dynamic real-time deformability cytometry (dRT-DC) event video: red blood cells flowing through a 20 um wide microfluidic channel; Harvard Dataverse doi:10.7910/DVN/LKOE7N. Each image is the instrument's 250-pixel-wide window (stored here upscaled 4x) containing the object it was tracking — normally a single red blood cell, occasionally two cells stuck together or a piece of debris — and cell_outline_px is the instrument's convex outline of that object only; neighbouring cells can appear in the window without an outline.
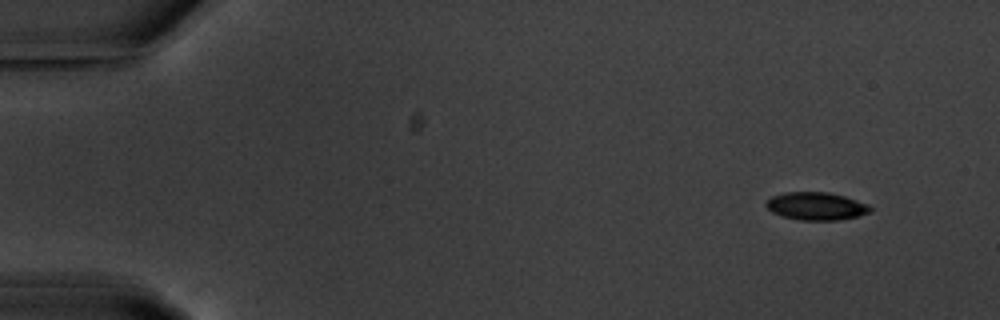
{"species": "common noctule bat (a hibernating species)", "species_latin": "Nyctalus noctula", "temperature_condition": "warm", "stored_images_in_passage": 53, "camera_frame_rate_fps": 3000, "um_per_image_px": 0.085, "animal": {"sex": "male", "body_mass_g": 20.1, "forearm_length_mm": 53.5}, "frame": {"image": 1, "passage_image": 1, "time_ms": 0.0, "image_size_px": [1000, 320], "cell_outline_px": [[872, 212], [860, 216], [836, 220], [800, 220], [784, 216], [772, 212], [764, 204], [772, 196], [784, 192], [828, 192], [844, 196], [868, 204], [872, 208]], "centroid_in_image_um": [69.4, 17.52], "position_along_channel_um": 15.6, "area_um2": 16.88}}
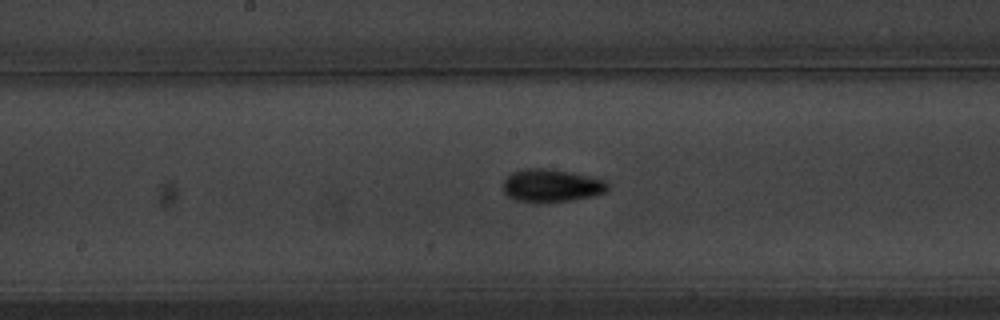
{"frame": {"image": 2, "passage_image": 26, "time_ms": 8.333, "image_size_px": [1000, 320], "cell_outline_px": [[608, 188], [604, 192], [592, 196], [572, 200], [540, 204], [536, 204], [516, 200], [508, 196], [504, 192], [504, 180], [512, 172], [524, 168], [548, 168], [572, 172], [604, 180], [608, 184]], "centroid_in_image_um": [46.84, 15.79], "position_along_channel_um": 201.4, "area_um2": 20.29}}
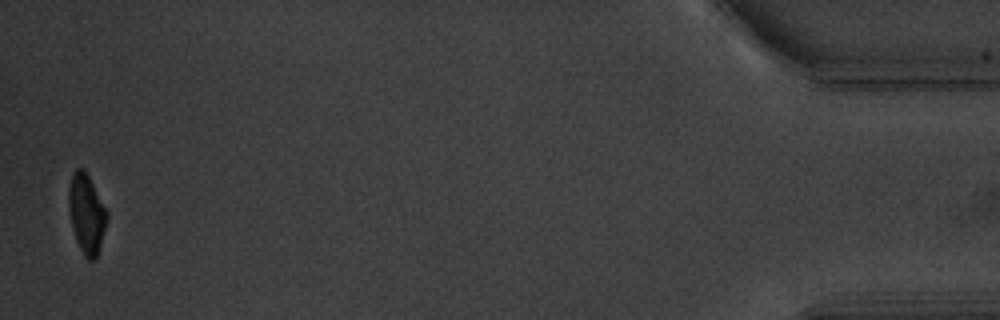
{"frame": {"image": 3, "passage_image": 52, "time_ms": 17.0, "image_size_px": [1000, 320], "cell_outline_px": [[108, 216], [96, 260], [88, 260], [84, 256], [76, 240], [72, 228], [68, 208], [68, 188], [72, 172], [76, 168], [84, 168], [108, 212]], "centroid_in_image_um": [7.34, 18.15], "position_along_channel_um": 427.9, "area_um2": 17.74}, "authors_computed_cell_mechanics": {"area_um2": 18.1492, "velocity_mm_per_s": 3.6024, "shape_relaxation_time_tau1_ms": 2.61, "shape_relaxation_time_tau2_ms": 2.6784, "deformation_change_tau1": 0.1381, "deformation_change_tau2": 0.0665}}